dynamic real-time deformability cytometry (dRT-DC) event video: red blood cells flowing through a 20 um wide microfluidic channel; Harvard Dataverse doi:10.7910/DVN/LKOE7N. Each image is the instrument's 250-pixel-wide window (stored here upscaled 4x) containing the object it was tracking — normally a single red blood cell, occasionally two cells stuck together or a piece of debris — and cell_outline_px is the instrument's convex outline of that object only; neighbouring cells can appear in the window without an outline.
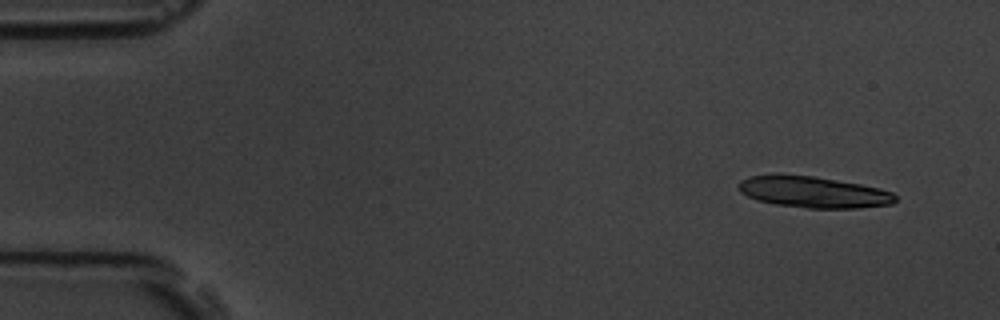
{"species": "common noctule bat (a hibernating species)", "species_latin": "Nyctalus noctula", "temperature_condition": "room temperature", "stored_images_in_passage": 4, "camera_frame_rate_fps": 3000, "um_per_image_px": 0.085, "animal": {"sex": "male", "body_mass_g": 19.5, "forearm_length_mm": 54.6}, "frame": {"image": 1, "passage_image": 1, "time_ms": 0.0, "image_size_px": [1000, 320], "cell_outline_px": [[896, 200], [892, 204], [860, 208], [808, 208], [776, 204], [756, 200], [740, 192], [736, 188], [740, 180], [748, 176], [776, 172], [780, 172], [816, 176], [860, 184], [880, 188], [892, 192], [896, 196]], "centroid_in_image_um": [69.06, 16.29], "position_along_channel_um": 15.9, "area_um2": 29.36}}